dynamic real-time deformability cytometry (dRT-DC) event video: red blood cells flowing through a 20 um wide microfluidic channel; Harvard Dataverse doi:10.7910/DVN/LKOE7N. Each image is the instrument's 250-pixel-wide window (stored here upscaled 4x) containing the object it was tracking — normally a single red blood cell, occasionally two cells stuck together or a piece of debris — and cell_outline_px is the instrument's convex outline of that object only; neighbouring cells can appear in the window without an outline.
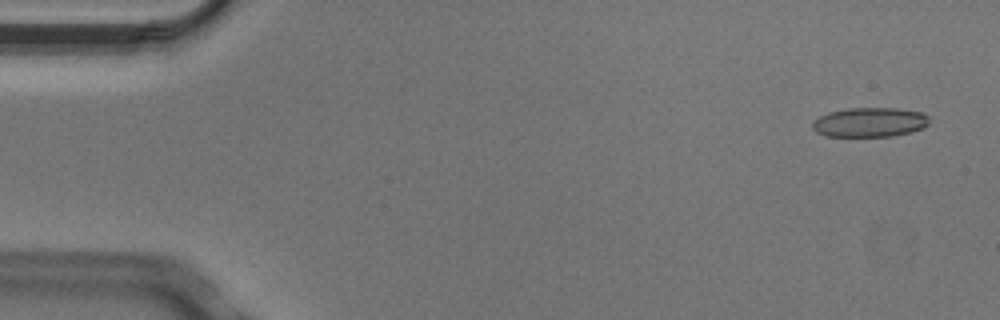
{"species": "Egyptian fruit bat (a non-hibernating species)", "species_latin": "Rousettus aegyptiacus", "temperature_condition": "cold", "stored_images_in_passage": 4, "camera_frame_rate_fps": 3000, "um_per_image_px": 0.085, "animal": {"sex": "male"}, "frame": {"image": 1, "passage_image": 1, "time_ms": 0.0, "image_size_px": [1000, 320], "cell_outline_px": [[928, 124], [924, 128], [912, 132], [892, 136], [824, 136], [816, 132], [812, 128], [812, 120], [828, 112], [848, 108], [900, 108], [920, 112], [928, 116]], "centroid_in_image_um": [73.91, 10.39], "position_along_channel_um": 11.1, "area_um2": 20.23}}